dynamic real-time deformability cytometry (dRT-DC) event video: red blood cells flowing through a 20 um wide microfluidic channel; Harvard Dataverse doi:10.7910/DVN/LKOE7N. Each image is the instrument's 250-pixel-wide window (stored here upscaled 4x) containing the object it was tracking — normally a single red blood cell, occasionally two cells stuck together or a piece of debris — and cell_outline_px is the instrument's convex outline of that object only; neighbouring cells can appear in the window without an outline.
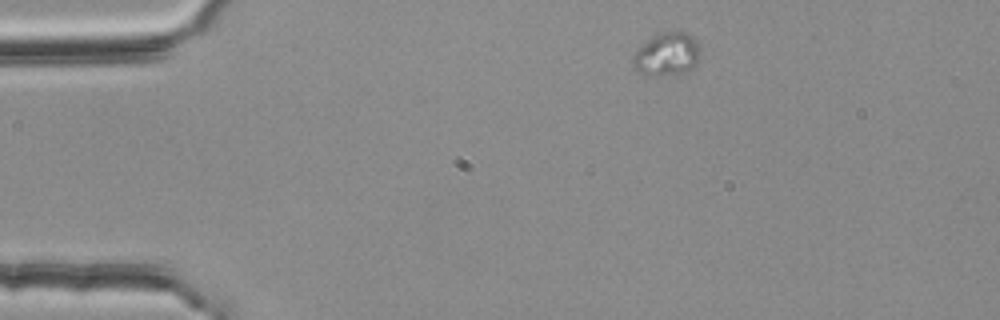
{"species": "common noctule bat (a hibernating species)", "species_latin": "Nyctalus noctula", "temperature_condition": "room temperature", "stored_images_in_passage": 3, "camera_frame_rate_fps": 3000, "um_per_image_px": 0.085, "animal": {"sex": "female", "body_mass_g": 25.1}, "frame": {"image": 1, "passage_image": 1, "time_ms": 0.0, "image_size_px": [1000, 320], "cell_outline_px": [[700, 56], [696, 64], [692, 68], [684, 72], [664, 76], [644, 76], [636, 72], [632, 68], [632, 56], [656, 32], [676, 28], [688, 32], [696, 40], [700, 48]], "centroid_in_image_um": [56.68, 4.58], "position_along_channel_um": 28.3, "area_um2": 17.74}}